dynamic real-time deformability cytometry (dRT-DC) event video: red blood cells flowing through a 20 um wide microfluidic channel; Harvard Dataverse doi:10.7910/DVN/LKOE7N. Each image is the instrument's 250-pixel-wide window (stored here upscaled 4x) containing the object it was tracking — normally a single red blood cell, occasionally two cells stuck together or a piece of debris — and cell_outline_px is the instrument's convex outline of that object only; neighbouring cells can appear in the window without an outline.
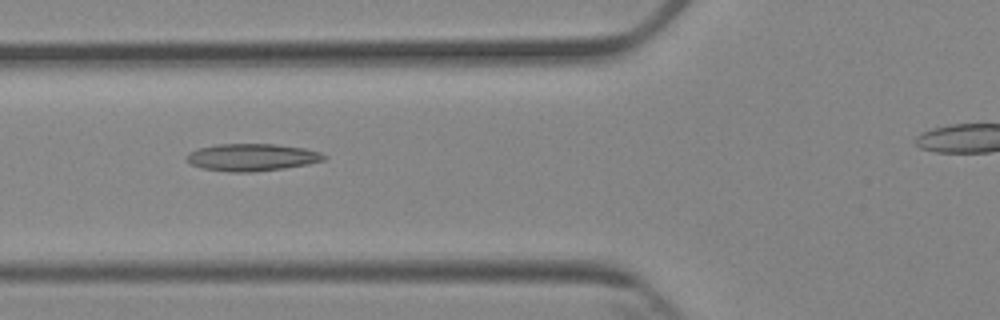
{"species": "Egyptian fruit bat (a non-hibernating species)", "species_latin": "Rousettus aegyptiacus", "temperature_condition": "cold", "stored_images_in_passage": 7, "camera_frame_rate_fps": 3000, "um_per_image_px": 0.085, "animal": {"sex": "female"}, "frame": {"image": 1, "passage_image": 5, "time_ms": 4.667, "image_size_px": [1000, 320], "cell_outline_px": [[328, 156], [324, 160], [308, 164], [284, 168], [252, 172], [232, 172], [200, 168], [192, 164], [188, 160], [188, 152], [196, 148], [216, 144], [276, 144], [304, 148], [320, 152]], "centroid_in_image_um": [21.42, 13.36], "position_along_channel_um": 104.4, "area_um2": 21.85}}
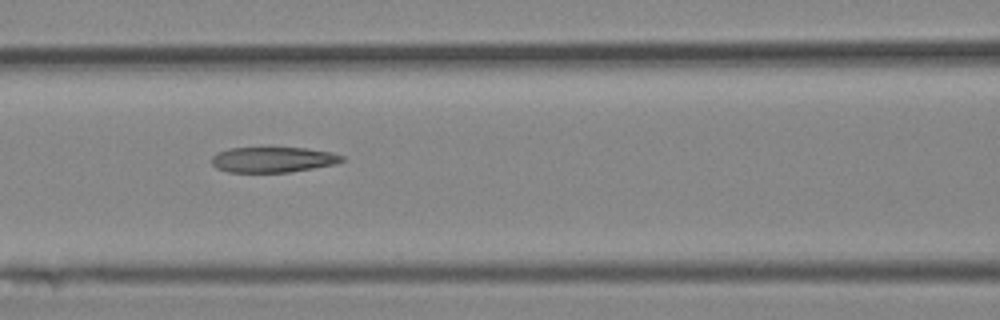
{"frame": {"image": 2, "passage_image": 6, "time_ms": 5.667, "image_size_px": [1000, 320], "cell_outline_px": [[344, 160], [336, 164], [288, 172], [228, 172], [216, 168], [212, 164], [212, 156], [216, 152], [228, 148], [308, 148], [332, 152], [344, 156]], "centroid_in_image_um": [23.19, 13.56], "position_along_channel_um": 143.4, "area_um2": 19.36}}
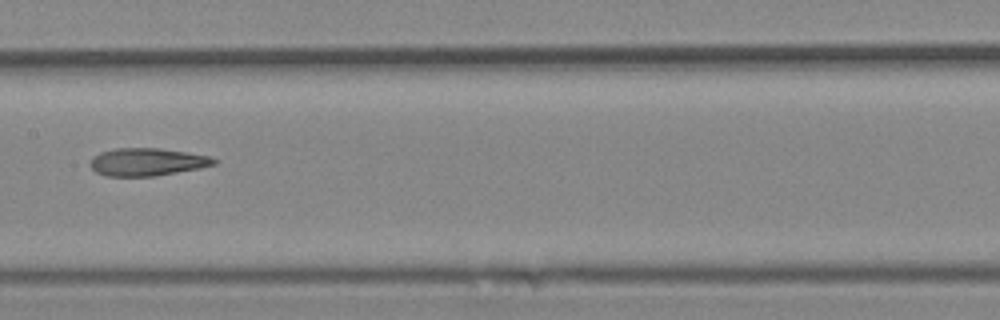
{"frame": {"image": 3, "passage_image": 7, "time_ms": 7.0, "image_size_px": [1000, 320], "cell_outline_px": [[216, 164], [200, 168], [156, 176], [104, 176], [96, 172], [88, 164], [92, 156], [100, 152], [116, 148], [160, 148], [188, 152], [212, 156], [216, 160]], "centroid_in_image_um": [12.49, 13.76], "position_along_channel_um": 194.9, "area_um2": 20.23}}